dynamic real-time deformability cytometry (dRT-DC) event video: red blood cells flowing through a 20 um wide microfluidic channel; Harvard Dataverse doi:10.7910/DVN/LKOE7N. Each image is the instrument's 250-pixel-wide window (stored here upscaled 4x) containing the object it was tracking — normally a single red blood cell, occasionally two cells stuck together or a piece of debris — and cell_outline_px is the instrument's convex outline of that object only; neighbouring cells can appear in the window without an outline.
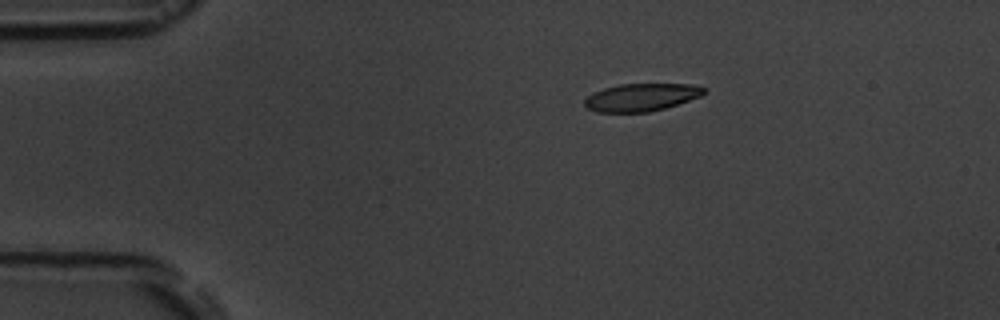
{"species": "common noctule bat (a hibernating species)", "species_latin": "Nyctalus noctula", "temperature_condition": "room temperature", "stored_images_in_passage": 6, "camera_frame_rate_fps": 3000, "um_per_image_px": 0.085, "animal": {"sex": "male", "body_mass_g": 19.5, "forearm_length_mm": 54.6}, "frame": {"image": 1, "passage_image": 3, "time_ms": 3.333, "image_size_px": [1000, 320], "cell_outline_px": [[704, 92], [700, 96], [664, 108], [648, 112], [596, 112], [588, 108], [584, 104], [584, 100], [592, 92], [604, 88], [620, 84], [688, 84], [704, 88]], "centroid_in_image_um": [54.44, 8.27], "position_along_channel_um": 30.6, "area_um2": 18.96}}
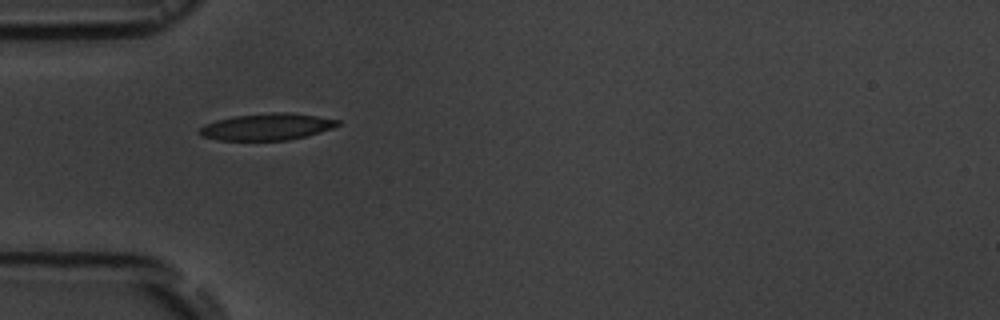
{"frame": {"image": 2, "passage_image": 5, "time_ms": 5.667, "image_size_px": [1000, 320], "cell_outline_px": [[340, 124], [332, 128], [320, 132], [288, 140], [220, 140], [200, 136], [196, 132], [204, 124], [216, 120], [232, 116], [272, 112], [288, 112], [316, 116], [340, 120]], "centroid_in_image_um": [22.64, 10.77], "position_along_channel_um": 62.4, "area_um2": 21.56}}
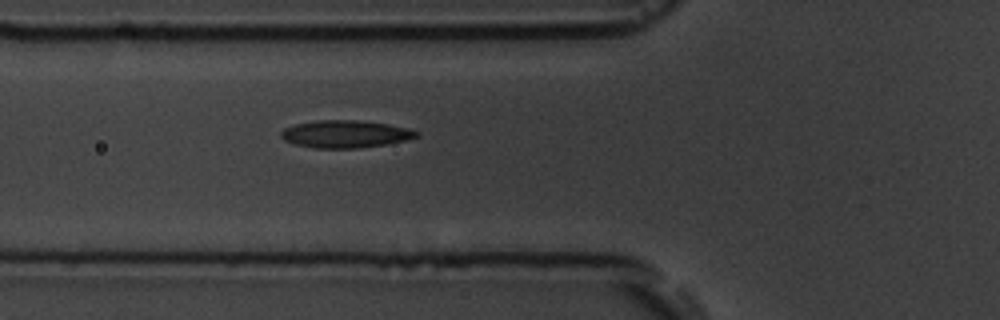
{"frame": {"image": 3, "passage_image": 6, "time_ms": 6.667, "image_size_px": [1000, 320], "cell_outline_px": [[420, 136], [388, 144], [360, 148], [312, 148], [292, 144], [284, 140], [280, 136], [280, 132], [284, 128], [296, 124], [316, 120], [356, 120], [388, 124], [408, 128], [420, 132]], "centroid_in_image_um": [29.34, 11.4], "position_along_channel_um": 96.5, "area_um2": 21.85}}